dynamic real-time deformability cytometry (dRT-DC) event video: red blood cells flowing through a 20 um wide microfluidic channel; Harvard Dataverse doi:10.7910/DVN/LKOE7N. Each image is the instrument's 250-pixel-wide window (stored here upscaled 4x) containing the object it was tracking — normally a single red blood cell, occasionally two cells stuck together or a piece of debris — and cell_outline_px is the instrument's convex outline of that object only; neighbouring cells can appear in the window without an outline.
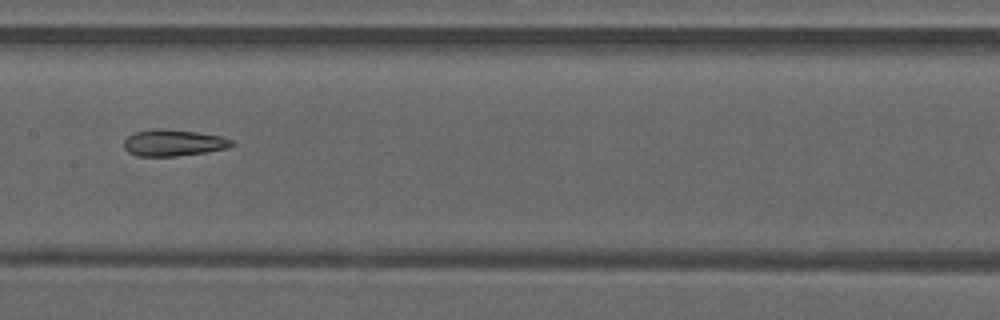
{"species": "common noctule bat (a hibernating species)", "species_latin": "Nyctalus noctula", "temperature_condition": "warm", "stored_images_in_passage": 34, "camera_frame_rate_fps": 3000, "um_per_image_px": 0.085, "animal": {"sex": "male", "forearm_length_mm": 52.5}, "frame": {"image": 1, "passage_image": 10, "time_ms": 3.0, "image_size_px": [1000, 320], "cell_outline_px": [[236, 144], [228, 148], [204, 152], [176, 156], [136, 156], [128, 152], [124, 148], [124, 140], [128, 136], [136, 132], [160, 128], [168, 128], [196, 132], [220, 136], [236, 140]], "centroid_in_image_um": [14.77, 12.13], "position_along_channel_um": 192.6, "area_um2": 16.76}}
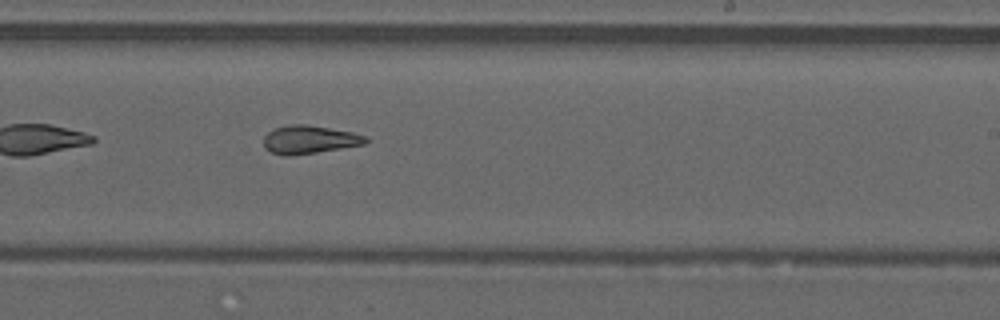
{"frame": {"image": 2, "passage_image": 15, "time_ms": 4.667, "image_size_px": [1000, 320], "cell_outline_px": [[368, 140], [364, 144], [316, 152], [288, 156], [284, 156], [272, 152], [264, 148], [264, 136], [272, 128], [288, 124], [304, 124], [352, 132], [368, 136]], "centroid_in_image_um": [26.26, 11.85], "position_along_channel_um": 262.7, "area_um2": 16.7}, "authors_computed_cell_mechanics": {"area_um2": 17.051, "velocity_mm_per_s": 4.244, "shape_relaxation_time_tau1_ms": null, "shape_relaxation_time_tau2_ms": 2.9182, "deformation_change_tau1": null, "deformation_change_tau2": 0.1237}}